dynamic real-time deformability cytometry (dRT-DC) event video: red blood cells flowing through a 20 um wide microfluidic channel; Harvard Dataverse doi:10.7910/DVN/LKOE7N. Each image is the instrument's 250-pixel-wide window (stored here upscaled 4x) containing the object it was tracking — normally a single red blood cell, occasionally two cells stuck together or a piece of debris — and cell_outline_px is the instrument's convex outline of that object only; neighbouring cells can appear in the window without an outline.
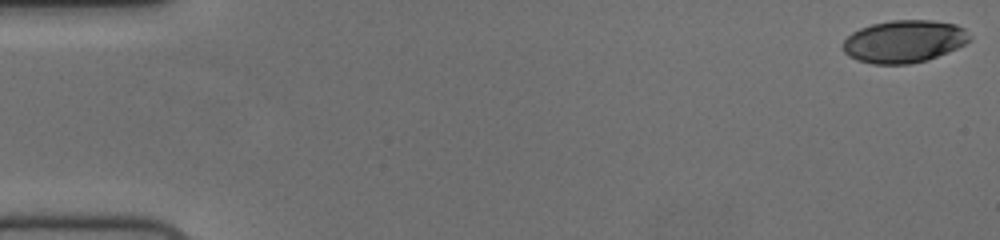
{"species": "human", "species_latin": "Homo sapiens", "temperature_condition": "cold", "stored_images_in_passage": 56, "camera_frame_rate_fps": 3000, "um_per_image_px": 0.085, "donor": {"sex": "female"}, "frame": {"image": 1, "passage_image": 1, "time_ms": 0.0, "image_size_px": [1000, 240], "cell_outline_px": [[972, 40], [948, 52], [928, 60], [908, 64], [872, 64], [856, 60], [848, 56], [840, 48], [844, 40], [852, 32], [860, 28], [872, 24], [892, 20], [932, 20], [956, 24], [964, 28], [972, 36]], "centroid_in_image_um": [76.84, 3.52], "position_along_channel_um": 8.2, "area_um2": 31.73}}
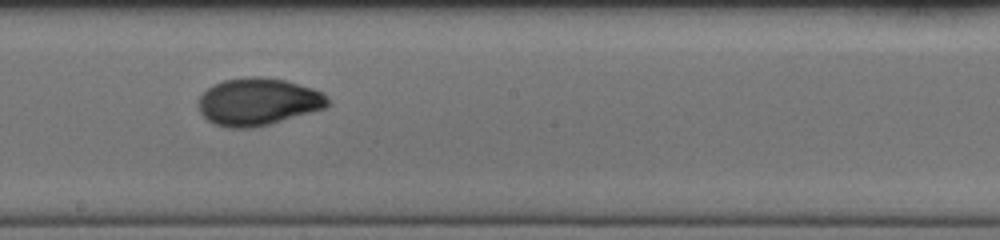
{"frame": {"image": 2, "passage_image": 32, "time_ms": 10.333, "image_size_px": [1000, 240], "cell_outline_px": [[328, 108], [268, 124], [252, 128], [228, 128], [216, 124], [208, 120], [200, 112], [196, 104], [196, 100], [212, 84], [224, 80], [252, 76], [260, 76], [284, 80], [312, 88], [324, 92], [328, 100]], "centroid_in_image_um": [21.92, 8.65], "position_along_channel_um": 226.3, "area_um2": 35.84}}
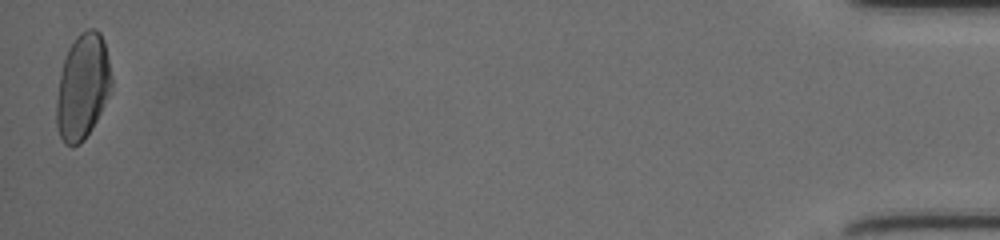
{"frame": {"image": 3, "passage_image": 56, "time_ms": 18.333, "image_size_px": [1000, 240], "cell_outline_px": [[112, 92], [92, 128], [84, 140], [80, 144], [72, 148], [64, 144], [60, 136], [56, 124], [56, 100], [60, 76], [64, 60], [68, 48], [76, 36], [80, 32], [88, 28], [96, 28], [100, 32], [104, 40], [112, 76]], "centroid_in_image_um": [7.04, 7.38], "position_along_channel_um": 428.2, "area_um2": 34.33}, "authors_computed_cell_mechanics": {"area_um2": 33.6396, "velocity_mm_per_s": 3.7205, "shape_relaxation_time_tau1_ms": 5.5773, "shape_relaxation_time_tau2_ms": 1.3307, "deformation_change_tau1": 0.1835, "deformation_change_tau2": 0.0432}}